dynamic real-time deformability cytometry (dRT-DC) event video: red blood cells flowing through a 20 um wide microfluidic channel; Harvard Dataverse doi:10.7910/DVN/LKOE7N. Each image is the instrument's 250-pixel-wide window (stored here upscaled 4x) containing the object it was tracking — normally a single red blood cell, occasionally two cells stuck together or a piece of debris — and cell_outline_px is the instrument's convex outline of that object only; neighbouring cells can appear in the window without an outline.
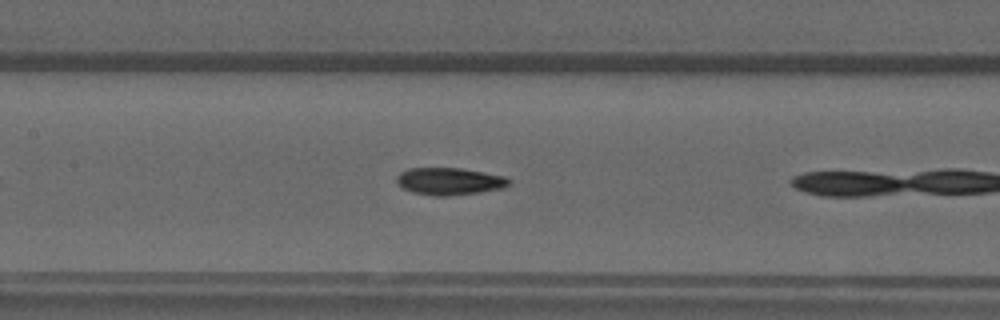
{"species": "common noctule bat (a hibernating species)", "species_latin": "Nyctalus noctula", "temperature_condition": "warm", "stored_images_in_passage": 20, "camera_frame_rate_fps": 3000, "um_per_image_px": 0.085, "animal": {"sex": "male", "forearm_length_mm": 52.5}, "frame": {"image": 1, "passage_image": 9, "time_ms": 2.667, "image_size_px": [1000, 320], "cell_outline_px": [[512, 184], [504, 188], [480, 192], [448, 196], [432, 196], [412, 192], [404, 188], [396, 180], [396, 176], [400, 172], [408, 168], [460, 168], [484, 172], [504, 176], [512, 180]], "centroid_in_image_um": [38.24, 15.41], "position_along_channel_um": 169.2, "area_um2": 17.98}}
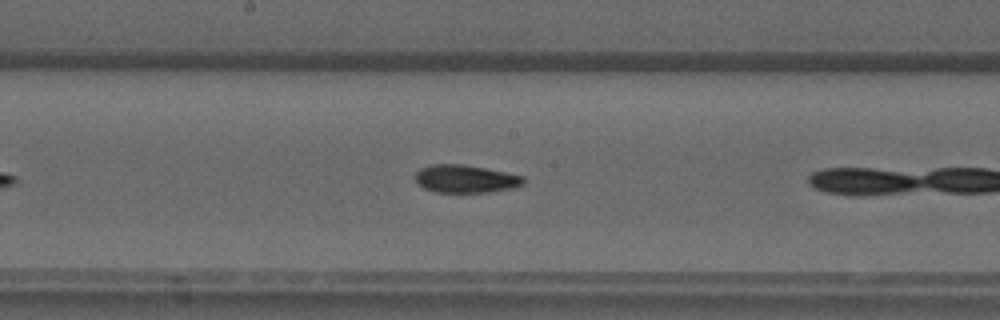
{"frame": {"image": 2, "passage_image": 12, "time_ms": 3.667, "image_size_px": [1000, 320], "cell_outline_px": [[524, 184], [516, 188], [488, 192], [436, 192], [424, 188], [416, 184], [416, 172], [420, 168], [432, 164], [464, 164], [524, 176]], "centroid_in_image_um": [39.57, 15.2], "position_along_channel_um": 208.6, "area_um2": 17.63}}
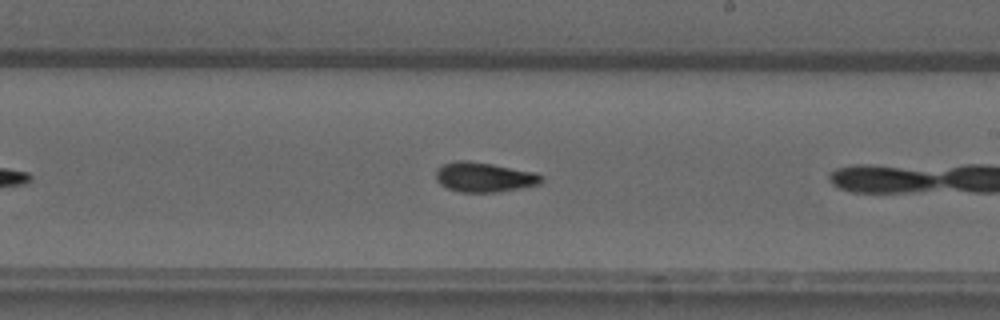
{"frame": {"image": 3, "passage_image": 15, "time_ms": 4.667, "image_size_px": [1000, 320], "cell_outline_px": [[544, 180], [540, 184], [520, 188], [496, 192], [460, 192], [448, 188], [440, 184], [436, 180], [436, 168], [444, 164], [460, 160], [464, 160], [492, 164], [536, 172], [544, 176]], "centroid_in_image_um": [41.18, 15.06], "position_along_channel_um": 247.8, "area_um2": 18.32}}